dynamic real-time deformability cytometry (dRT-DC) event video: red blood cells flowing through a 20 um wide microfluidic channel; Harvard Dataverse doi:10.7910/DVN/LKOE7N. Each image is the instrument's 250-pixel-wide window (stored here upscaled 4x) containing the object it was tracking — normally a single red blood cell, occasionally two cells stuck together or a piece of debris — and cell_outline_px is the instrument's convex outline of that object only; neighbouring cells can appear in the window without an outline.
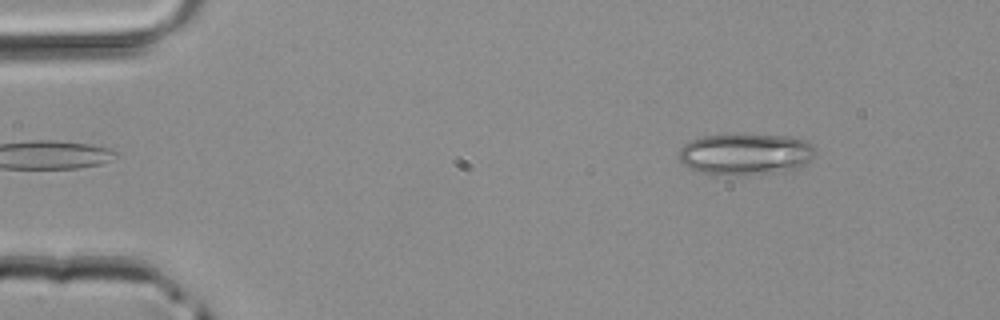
{"species": "common noctule bat (a hibernating species)", "species_latin": "Nyctalus noctula", "temperature_condition": "room temperature", "stored_images_in_passage": 4, "camera_frame_rate_fps": 3000, "um_per_image_px": 0.085, "animal": {"sex": "male", "body_mass_g": 20.4}, "frame": {"image": 1, "passage_image": 2, "time_ms": 0.333, "image_size_px": [1000, 320], "cell_outline_px": [[816, 152], [812, 156], [792, 172], [744, 176], [736, 176], [696, 172], [684, 164], [680, 160], [680, 148], [684, 144], [692, 140], [704, 136], [744, 132], [792, 136], [804, 140], [812, 144], [816, 148]], "centroid_in_image_um": [63.4, 13.09], "position_along_channel_um": 21.6, "area_um2": 34.22}}